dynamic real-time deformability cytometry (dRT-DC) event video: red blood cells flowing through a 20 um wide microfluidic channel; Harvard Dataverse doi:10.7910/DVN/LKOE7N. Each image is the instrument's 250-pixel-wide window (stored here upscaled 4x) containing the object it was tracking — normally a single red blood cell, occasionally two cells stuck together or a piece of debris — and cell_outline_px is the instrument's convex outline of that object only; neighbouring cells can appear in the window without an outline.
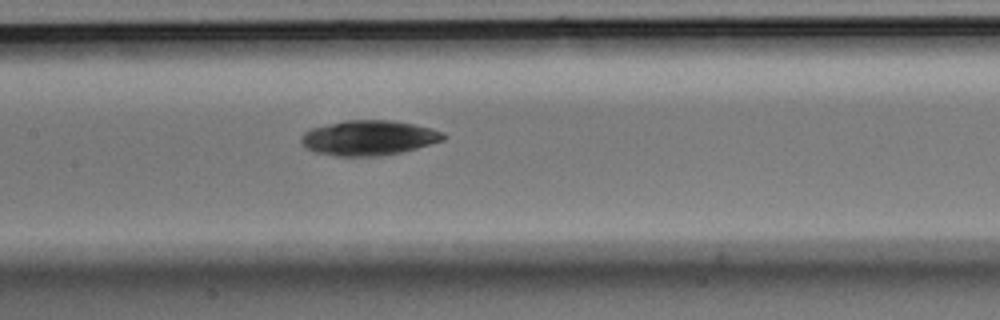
{"species": "Egyptian fruit bat (a non-hibernating species)", "species_latin": "Rousettus aegyptiacus", "temperature_condition": "room temperature", "stored_images_in_passage": 7, "camera_frame_rate_fps": 3000, "um_per_image_px": 0.085, "animal": {"sex": "male"}, "frame": {"image": 1, "passage_image": 7, "time_ms": 8.333, "image_size_px": [1000, 320], "cell_outline_px": [[444, 140], [416, 148], [400, 152], [380, 156], [336, 156], [312, 152], [300, 140], [300, 136], [304, 132], [312, 128], [344, 120], [392, 120], [416, 124], [432, 128], [444, 132]], "centroid_in_image_um": [31.34, 11.71], "position_along_channel_um": 176.1, "area_um2": 29.02}}